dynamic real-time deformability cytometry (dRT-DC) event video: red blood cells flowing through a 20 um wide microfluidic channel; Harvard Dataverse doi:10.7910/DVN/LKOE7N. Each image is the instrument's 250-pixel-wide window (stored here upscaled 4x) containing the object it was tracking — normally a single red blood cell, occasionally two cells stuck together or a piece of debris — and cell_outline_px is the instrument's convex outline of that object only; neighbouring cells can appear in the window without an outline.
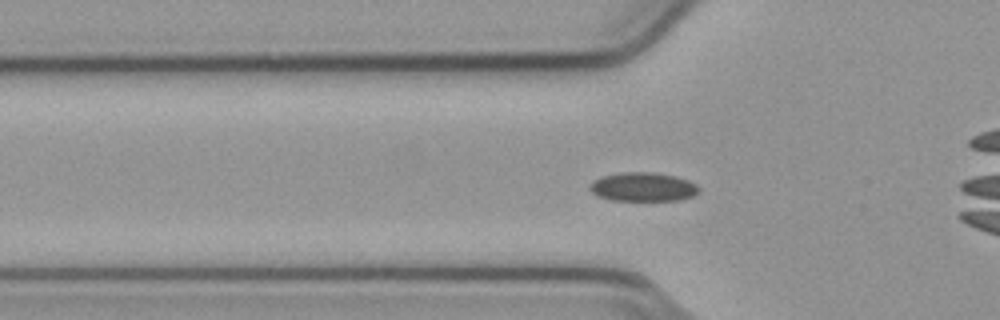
{"species": "common noctule bat (a hibernating species)", "species_latin": "Nyctalus noctula", "temperature_condition": "cold", "stored_images_in_passage": 41, "camera_frame_rate_fps": 3000, "um_per_image_px": 0.085, "animal": {"sex": "male", "body_mass_g": 23.1, "forearm_length_mm": 52.7}, "frame": {"image": 1, "passage_image": 4, "time_ms": 1.0, "image_size_px": [1000, 320], "cell_outline_px": [[700, 192], [692, 196], [680, 200], [612, 200], [596, 196], [588, 188], [588, 184], [592, 180], [600, 176], [620, 172], [652, 172], [676, 176], [688, 180], [696, 184], [700, 188]], "centroid_in_image_um": [54.62, 15.88], "position_along_channel_um": 71.2, "area_um2": 18.67}}
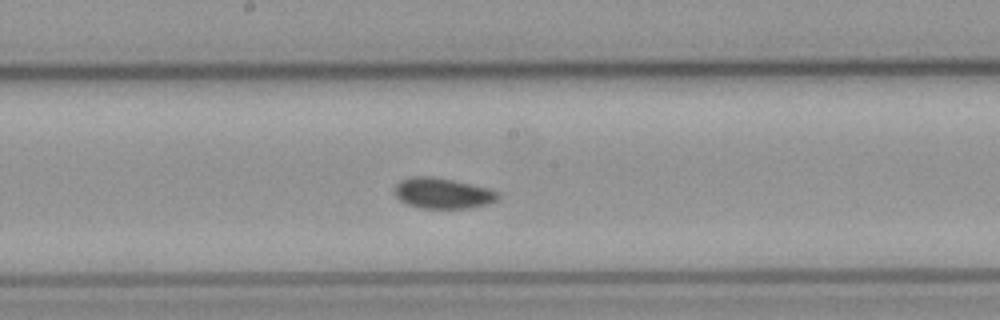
{"frame": {"image": 2, "passage_image": 15, "time_ms": 4.667, "image_size_px": [1000, 320], "cell_outline_px": [[500, 196], [496, 200], [488, 204], [468, 208], [420, 208], [408, 204], [400, 200], [396, 196], [396, 184], [400, 180], [412, 176], [432, 176], [452, 180], [488, 188], [500, 192]], "centroid_in_image_um": [37.64, 16.42], "position_along_channel_um": 210.6, "area_um2": 18.38}}
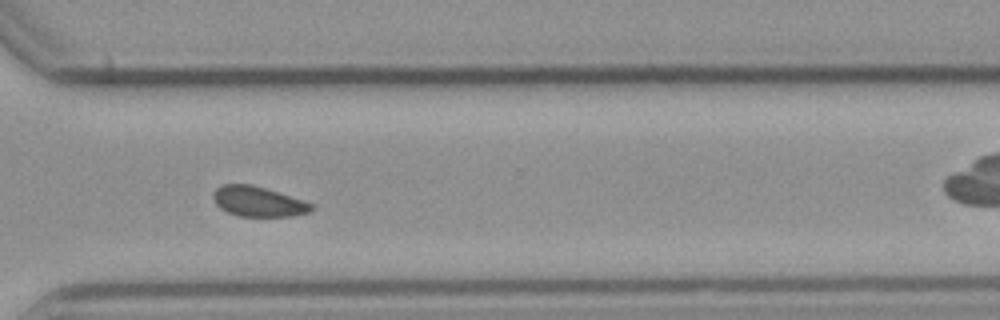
{"frame": {"image": 3, "passage_image": 26, "time_ms": 8.333, "image_size_px": [1000, 320], "cell_outline_px": [[316, 208], [312, 212], [292, 216], [240, 216], [228, 212], [220, 208], [216, 204], [212, 196], [216, 188], [224, 184], [252, 184], [316, 204]], "centroid_in_image_um": [22.0, 17.13], "position_along_channel_um": 348.6, "area_um2": 17.34}}